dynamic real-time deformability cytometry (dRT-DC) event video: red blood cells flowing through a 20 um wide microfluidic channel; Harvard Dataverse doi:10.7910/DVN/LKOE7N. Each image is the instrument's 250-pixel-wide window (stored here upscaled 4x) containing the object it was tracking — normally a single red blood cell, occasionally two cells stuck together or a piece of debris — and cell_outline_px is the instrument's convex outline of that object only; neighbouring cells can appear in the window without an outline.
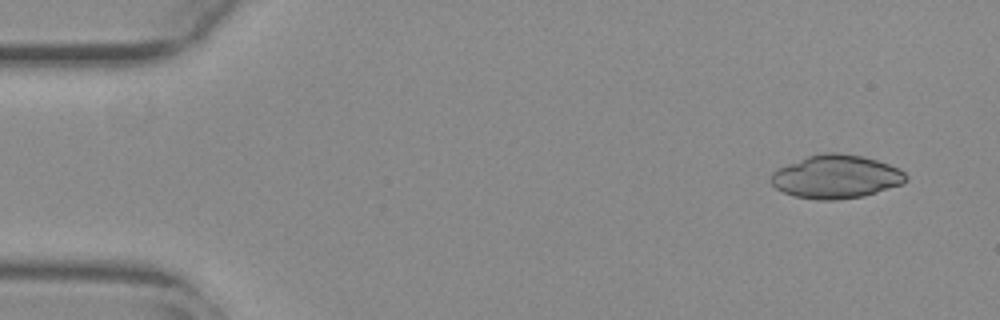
{"species": "common noctule bat (a hibernating species)", "species_latin": "Nyctalus noctula", "temperature_condition": "warm", "stored_images_in_passage": 48, "camera_frame_rate_fps": 3000, "um_per_image_px": 0.085, "animal": {"sex": "female", "body_mass_g": 29.2, "forearm_length_mm": 56.3}, "frame": {"image": 1, "passage_image": 1, "time_ms": 0.0, "image_size_px": [1000, 320], "cell_outline_px": [[908, 180], [904, 184], [864, 196], [836, 200], [816, 200], [792, 196], [776, 188], [772, 184], [772, 172], [788, 164], [808, 156], [824, 152], [836, 152], [860, 156], [876, 160], [900, 168], [908, 176]], "centroid_in_image_um": [71.11, 15.03], "position_along_channel_um": 13.9, "area_um2": 34.16}}